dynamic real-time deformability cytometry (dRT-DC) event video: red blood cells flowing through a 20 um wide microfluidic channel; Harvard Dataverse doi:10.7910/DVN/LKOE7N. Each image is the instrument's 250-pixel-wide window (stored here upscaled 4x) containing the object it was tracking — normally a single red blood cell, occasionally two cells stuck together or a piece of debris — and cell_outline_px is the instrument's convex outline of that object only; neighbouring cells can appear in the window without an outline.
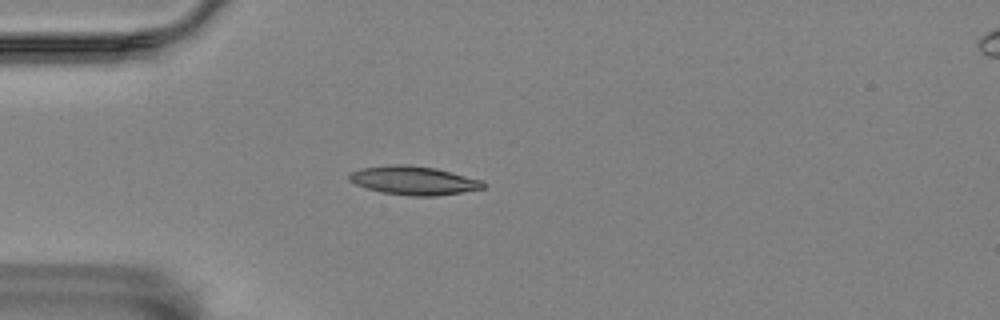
{"species": "Egyptian fruit bat (a non-hibernating species)", "species_latin": "Rousettus aegyptiacus", "temperature_condition": "room temperature", "stored_images_in_passage": 1, "camera_frame_rate_fps": 3000, "um_per_image_px": 0.085, "animal": {"sex": "female"}, "frame": {"image": 1, "passage_image": 1, "time_ms": 0.0, "image_size_px": [1000, 320], "cell_outline_px": [[484, 188], [436, 196], [412, 196], [380, 192], [356, 184], [348, 180], [348, 176], [352, 172], [360, 168], [392, 164], [408, 164], [436, 168], [480, 180], [484, 184]], "centroid_in_image_um": [35.11, 15.33], "position_along_channel_um": 49.9, "area_um2": 22.2}}